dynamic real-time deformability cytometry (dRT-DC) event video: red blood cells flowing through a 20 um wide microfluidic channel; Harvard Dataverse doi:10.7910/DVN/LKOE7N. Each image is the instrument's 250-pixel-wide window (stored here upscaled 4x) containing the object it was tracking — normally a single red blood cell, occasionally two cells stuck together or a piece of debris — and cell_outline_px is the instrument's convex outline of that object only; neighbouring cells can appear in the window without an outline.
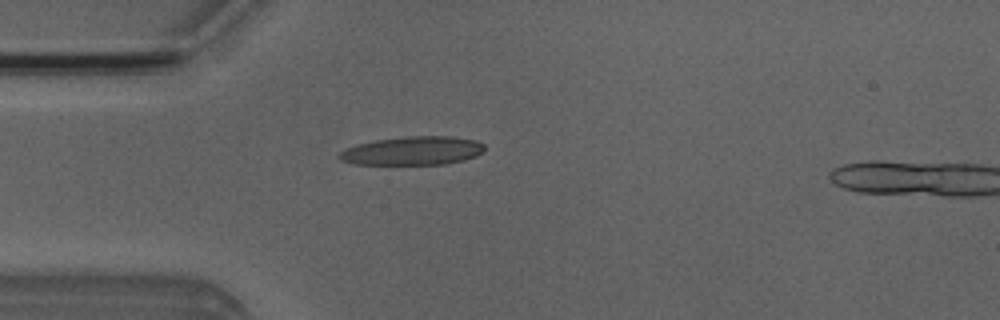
{"species": "Egyptian fruit bat (a non-hibernating species)", "species_latin": "Rousettus aegyptiacus", "temperature_condition": "room temperature", "stored_images_in_passage": 50, "camera_frame_rate_fps": 3000, "um_per_image_px": 0.085, "animal": {"sex": "male"}, "frame": {"image": 1, "passage_image": 14, "time_ms": 4.333, "image_size_px": [1000, 320], "cell_outline_px": [[484, 148], [476, 156], [464, 160], [444, 164], [356, 164], [340, 160], [336, 156], [340, 152], [356, 144], [376, 140], [408, 136], [452, 136], [476, 140], [484, 144]], "centroid_in_image_um": [35.07, 12.81], "position_along_channel_um": 49.9, "area_um2": 24.1}}
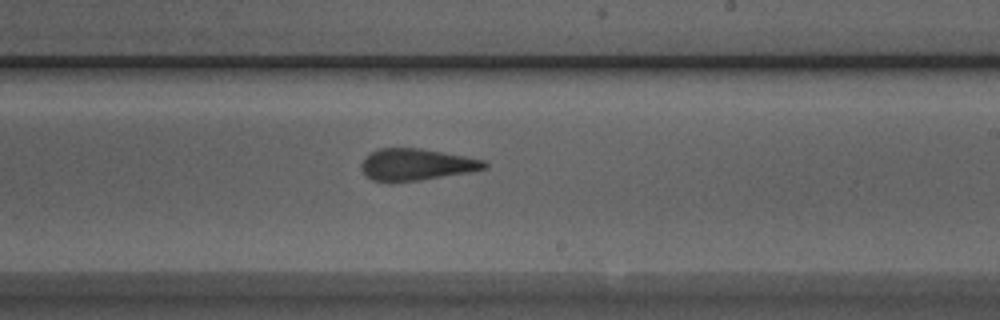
{"frame": {"image": 2, "passage_image": 30, "time_ms": 9.667, "image_size_px": [1000, 320], "cell_outline_px": [[488, 168], [472, 172], [420, 180], [392, 184], [388, 184], [372, 180], [364, 172], [360, 164], [372, 152], [380, 148], [420, 148], [464, 156], [484, 160], [488, 164]], "centroid_in_image_um": [35.4, 14.02], "position_along_channel_um": 253.6, "area_um2": 23.0}}
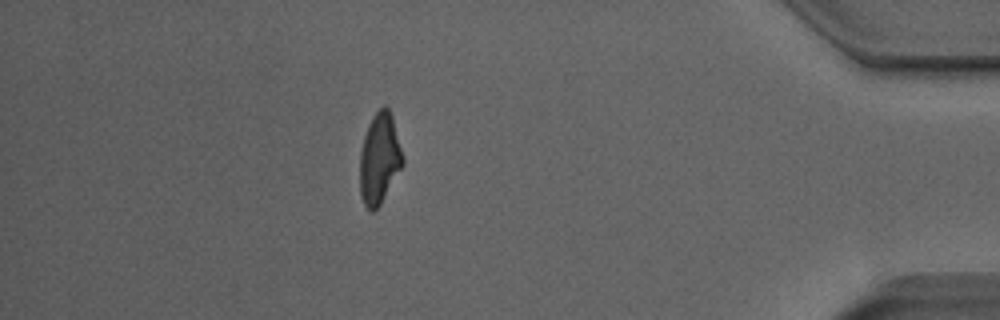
{"frame": {"image": 3, "passage_image": 45, "time_ms": 14.667, "image_size_px": [1000, 320], "cell_outline_px": [[404, 164], [380, 204], [372, 212], [368, 212], [364, 204], [360, 192], [360, 152], [364, 136], [368, 124], [372, 116], [384, 104], [388, 108], [392, 116], [404, 156]], "centroid_in_image_um": [32.26, 13.47], "position_along_channel_um": 402.9, "area_um2": 22.77}, "authors_computed_cell_mechanics": {"area_um2": 23.12, "velocity_mm_per_s": 3.9835, "shape_relaxation_time_tau1_ms": null, "shape_relaxation_time_tau2_ms": 2.3433, "deformation_change_tau1": null, "deformation_change_tau2": 0.1316}}